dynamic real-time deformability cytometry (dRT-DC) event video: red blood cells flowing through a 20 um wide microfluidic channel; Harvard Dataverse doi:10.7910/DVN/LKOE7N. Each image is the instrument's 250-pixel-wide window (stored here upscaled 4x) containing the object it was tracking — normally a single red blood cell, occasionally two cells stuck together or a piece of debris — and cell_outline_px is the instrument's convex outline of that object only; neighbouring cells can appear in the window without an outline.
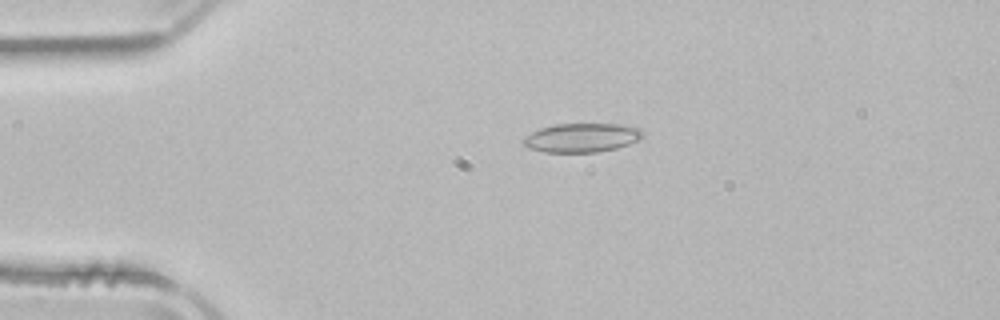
{"species": "common noctule bat (a hibernating species)", "species_latin": "Nyctalus noctula", "temperature_condition": "room temperature", "stored_images_in_passage": 52, "camera_frame_rate_fps": 3000, "um_per_image_px": 0.085, "animal": {"sex": "male", "body_mass_g": 21.5, "forearm_length_mm": 52.0}, "frame": {"image": 1, "passage_image": 11, "time_ms": 3.333, "image_size_px": [1000, 320], "cell_outline_px": [[644, 136], [628, 144], [616, 148], [596, 152], [544, 152], [528, 148], [520, 140], [532, 132], [540, 128], [556, 124], [620, 124], [640, 128], [644, 132]], "centroid_in_image_um": [49.43, 11.7], "position_along_channel_um": 35.6, "area_um2": 20.11}}
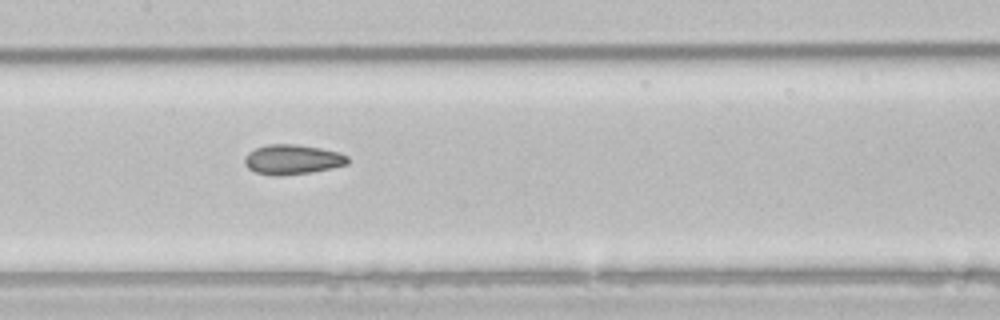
{"frame": {"image": 2, "passage_image": 25, "time_ms": 8.0, "image_size_px": [1000, 320], "cell_outline_px": [[348, 164], [332, 168], [312, 172], [280, 176], [276, 176], [256, 172], [248, 168], [244, 164], [244, 156], [248, 152], [264, 144], [296, 144], [320, 148], [340, 152], [348, 156]], "centroid_in_image_um": [24.84, 13.55], "position_along_channel_um": 182.6, "area_um2": 18.09}}
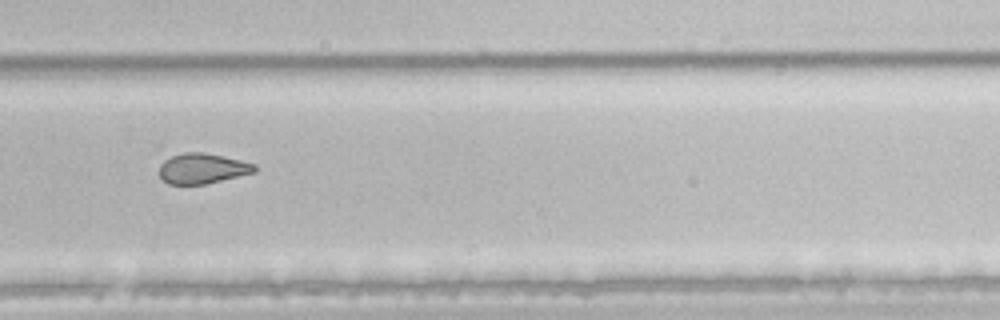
{"frame": {"image": 3, "passage_image": 35, "time_ms": 11.333, "image_size_px": [1000, 320], "cell_outline_px": [[256, 172], [204, 184], [168, 184], [160, 176], [160, 164], [164, 160], [172, 156], [184, 152], [204, 152], [224, 156], [256, 164]], "centroid_in_image_um": [17.21, 14.31], "position_along_channel_um": 312.6, "area_um2": 16.76}, "authors_computed_cell_mechanics": {"area_um2": 19.2185, "velocity_mm_per_s": 3.9282, "shape_relaxation_time_tau1_ms": null, "shape_relaxation_time_tau2_ms": 3.3143, "deformation_change_tau1": null, "deformation_change_tau2": 0.0938}}